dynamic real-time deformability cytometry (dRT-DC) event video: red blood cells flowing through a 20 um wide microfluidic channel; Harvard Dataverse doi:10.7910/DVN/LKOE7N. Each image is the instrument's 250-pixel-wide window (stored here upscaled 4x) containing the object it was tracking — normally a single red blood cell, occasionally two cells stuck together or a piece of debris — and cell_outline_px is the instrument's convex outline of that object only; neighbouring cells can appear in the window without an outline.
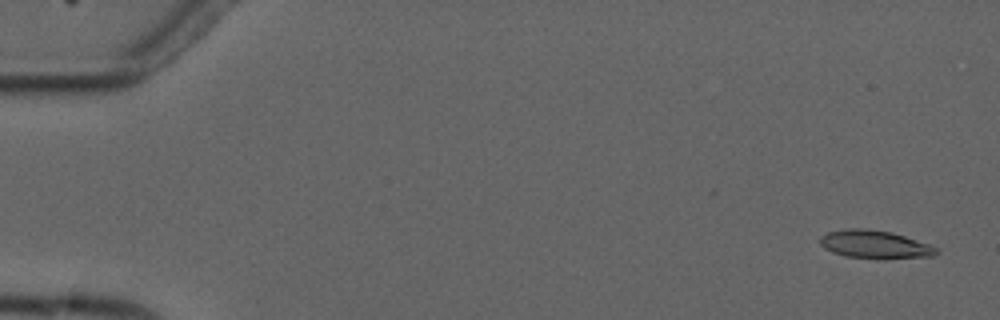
{"species": "common noctule bat (a hibernating species)", "species_latin": "Nyctalus noctula", "temperature_condition": "cold", "stored_images_in_passage": 5, "camera_frame_rate_fps": 3000, "um_per_image_px": 0.085, "animal": {"sex": "male", "forearm_length_mm": 52.5}, "frame": {"image": 1, "passage_image": 1, "time_ms": 0.0, "image_size_px": [1000, 320], "cell_outline_px": [[940, 252], [932, 256], [844, 256], [832, 252], [824, 248], [820, 244], [820, 236], [828, 232], [848, 228], [864, 228], [892, 232], [928, 244], [936, 248]], "centroid_in_image_um": [74.28, 20.72], "position_along_channel_um": 10.7, "area_um2": 18.03}}